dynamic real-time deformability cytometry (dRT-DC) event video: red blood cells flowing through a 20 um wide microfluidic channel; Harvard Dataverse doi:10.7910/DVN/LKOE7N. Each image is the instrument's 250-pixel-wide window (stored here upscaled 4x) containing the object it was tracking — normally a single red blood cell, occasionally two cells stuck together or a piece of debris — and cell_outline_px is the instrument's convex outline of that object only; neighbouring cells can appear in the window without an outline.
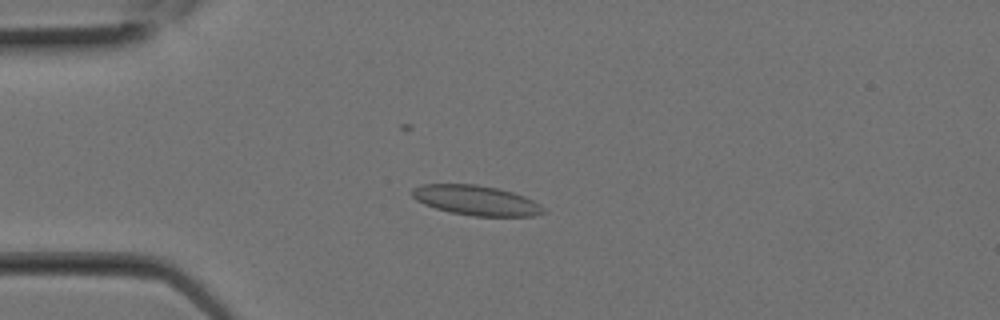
{"species": "Egyptian fruit bat (a non-hibernating species)", "species_latin": "Rousettus aegyptiacus", "temperature_condition": "room temperature", "stored_images_in_passage": 2, "camera_frame_rate_fps": 3000, "um_per_image_px": 0.085, "animal": {"sex": "female"}, "frame": {"image": 1, "passage_image": 2, "time_ms": 0.333, "image_size_px": [1000, 320], "cell_outline_px": [[544, 212], [532, 216], [472, 216], [452, 212], [436, 208], [424, 204], [416, 200], [412, 196], [412, 188], [420, 184], [476, 184], [496, 188], [512, 192], [524, 196], [540, 204], [544, 208]], "centroid_in_image_um": [40.44, 17.02], "position_along_channel_um": 44.6, "area_um2": 22.72}}